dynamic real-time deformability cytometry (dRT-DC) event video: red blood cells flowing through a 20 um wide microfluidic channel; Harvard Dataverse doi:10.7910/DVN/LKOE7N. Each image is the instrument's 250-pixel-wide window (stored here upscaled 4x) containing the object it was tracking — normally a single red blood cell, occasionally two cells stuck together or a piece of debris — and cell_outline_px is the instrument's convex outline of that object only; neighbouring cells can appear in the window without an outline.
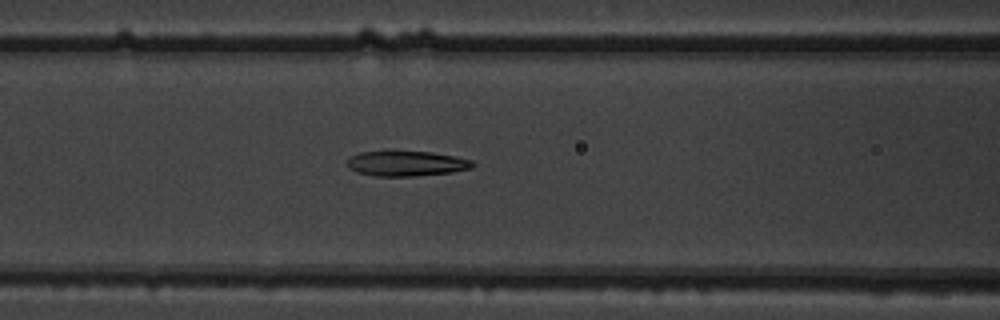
{"species": "common noctule bat (a hibernating species)", "species_latin": "Nyctalus noctula", "temperature_condition": "warm", "stored_images_in_passage": 41, "camera_frame_rate_fps": 3000, "um_per_image_px": 0.085, "animal": {"sex": "male", "body_mass_g": 19.5, "forearm_length_mm": 54.6}, "frame": {"image": 1, "passage_image": 11, "time_ms": 3.333, "image_size_px": [1000, 320], "cell_outline_px": [[476, 164], [472, 168], [452, 172], [416, 176], [376, 176], [356, 172], [348, 168], [344, 164], [352, 156], [360, 152], [432, 152], [456, 156], [472, 160]], "centroid_in_image_um": [34.56, 13.91], "position_along_channel_um": 132.0, "area_um2": 18.38}}
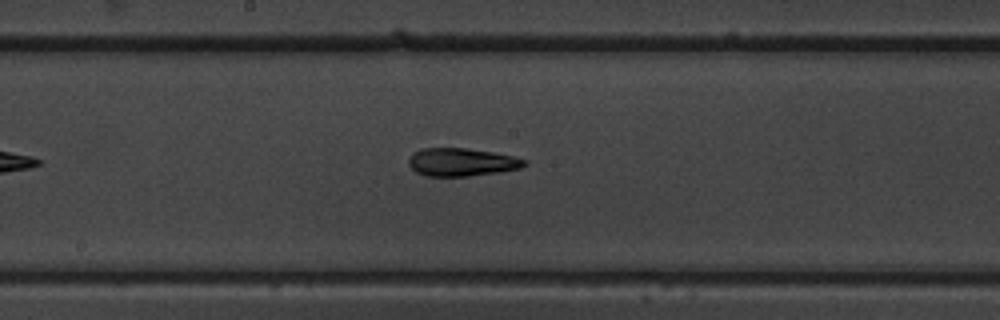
{"frame": {"image": 2, "passage_image": 17, "time_ms": 5.333, "image_size_px": [1000, 320], "cell_outline_px": [[528, 164], [520, 168], [500, 172], [468, 176], [424, 176], [416, 172], [408, 164], [408, 160], [412, 152], [420, 148], [464, 148], [492, 152], [512, 156], [528, 160]], "centroid_in_image_um": [39.22, 13.78], "position_along_channel_um": 209.0, "area_um2": 19.02}}
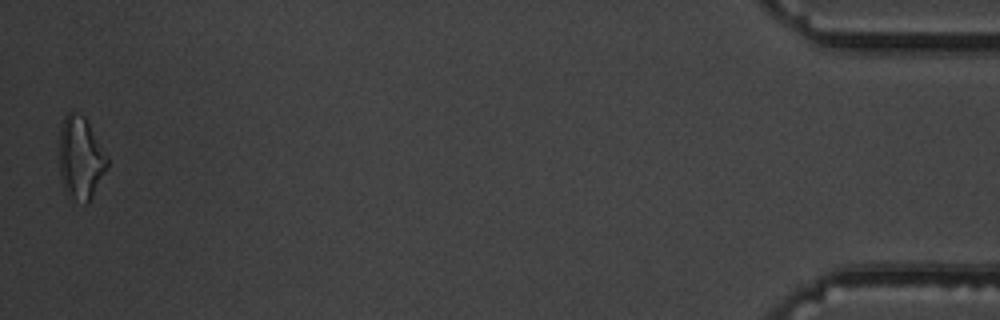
{"frame": {"image": 3, "passage_image": 41, "time_ms": 13.333, "image_size_px": [1000, 320], "cell_outline_px": [[108, 168], [88, 204], [84, 204], [72, 196], [64, 188], [60, 180], [60, 128], [64, 116], [68, 112], [72, 112], [84, 116], [108, 156]], "centroid_in_image_um": [6.87, 13.43], "position_along_channel_um": 428.3, "area_um2": 23.0}, "authors_computed_cell_mechanics": {"area_um2": 19.074, "velocity_mm_per_s": 3.8597, "shape_relaxation_time_tau1_ms": 7.5806, "shape_relaxation_time_tau2_ms": 3.9666, "deformation_change_tau1": 0.2151, "deformation_change_tau2": 0.1302}}